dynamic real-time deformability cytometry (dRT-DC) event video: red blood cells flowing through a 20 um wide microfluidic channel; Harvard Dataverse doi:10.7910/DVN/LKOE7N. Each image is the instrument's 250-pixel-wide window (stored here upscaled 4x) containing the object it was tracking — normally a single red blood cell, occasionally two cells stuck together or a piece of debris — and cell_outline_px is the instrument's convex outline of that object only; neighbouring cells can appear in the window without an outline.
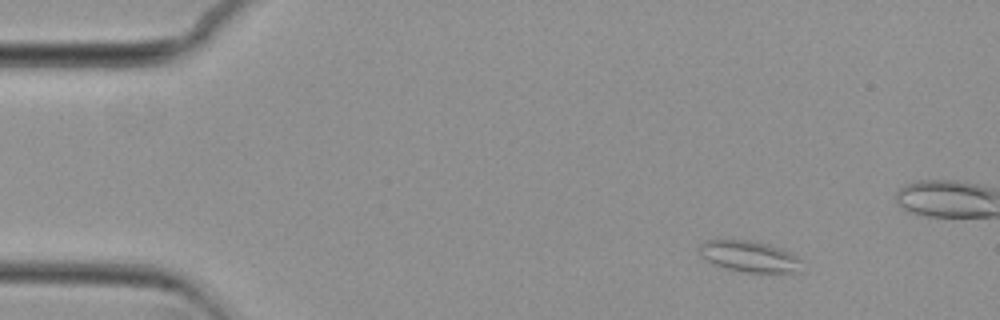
{"species": "common noctule bat (a hibernating species)", "species_latin": "Nyctalus noctula", "temperature_condition": "cold", "stored_images_in_passage": 57, "camera_frame_rate_fps": 3000, "um_per_image_px": 0.085, "animal": {"sex": "female", "body_mass_g": 29.2, "forearm_length_mm": 56.3}, "frame": {"image": 1, "passage_image": 7, "time_ms": 2.0, "image_size_px": [1000, 320], "cell_outline_px": [[800, 272], [748, 272], [728, 268], [716, 264], [700, 256], [696, 248], [704, 240], [756, 240], [792, 252], [800, 260]], "centroid_in_image_um": [63.67, 21.77], "position_along_channel_um": 21.3, "area_um2": 18.55}}
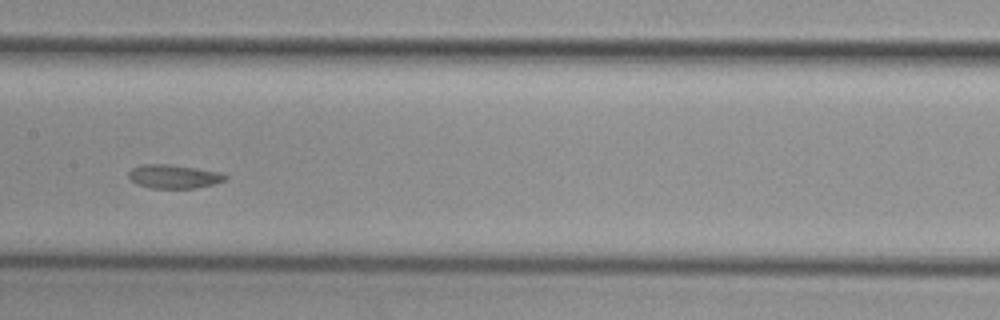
{"frame": {"image": 2, "passage_image": 28, "time_ms": 9.0, "image_size_px": [1000, 320], "cell_outline_px": [[228, 176], [224, 180], [212, 184], [196, 188], [152, 188], [136, 184], [128, 176], [128, 172], [132, 168], [140, 164], [168, 164], [196, 168], [220, 172]], "centroid_in_image_um": [14.74, 14.99], "position_along_channel_um": 192.7, "area_um2": 13.29}}
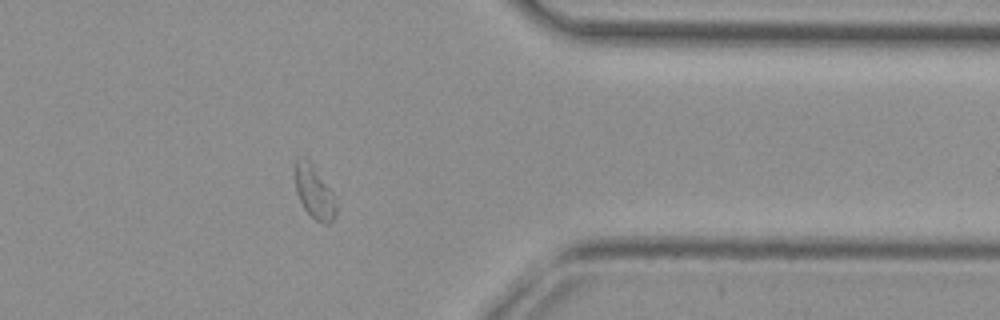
{"frame": {"image": 3, "passage_image": 45, "time_ms": 14.667, "image_size_px": [1000, 320], "cell_outline_px": [[336, 216], [328, 224], [324, 224], [316, 220], [304, 208], [296, 192], [292, 168], [296, 160], [304, 156], [312, 164], [332, 192], [336, 208]], "centroid_in_image_um": [26.66, 16.29], "position_along_channel_um": 384.7, "area_um2": 12.72}, "authors_computed_cell_mechanics": {"area_um2": 14.9124, "velocity_mm_per_s": 3.6593, "shape_relaxation_time_tau1_ms": 9.2574, "shape_relaxation_time_tau2_ms": 2.1078, "deformation_change_tau1": 0.1656, "deformation_change_tau2": 0.0681}}